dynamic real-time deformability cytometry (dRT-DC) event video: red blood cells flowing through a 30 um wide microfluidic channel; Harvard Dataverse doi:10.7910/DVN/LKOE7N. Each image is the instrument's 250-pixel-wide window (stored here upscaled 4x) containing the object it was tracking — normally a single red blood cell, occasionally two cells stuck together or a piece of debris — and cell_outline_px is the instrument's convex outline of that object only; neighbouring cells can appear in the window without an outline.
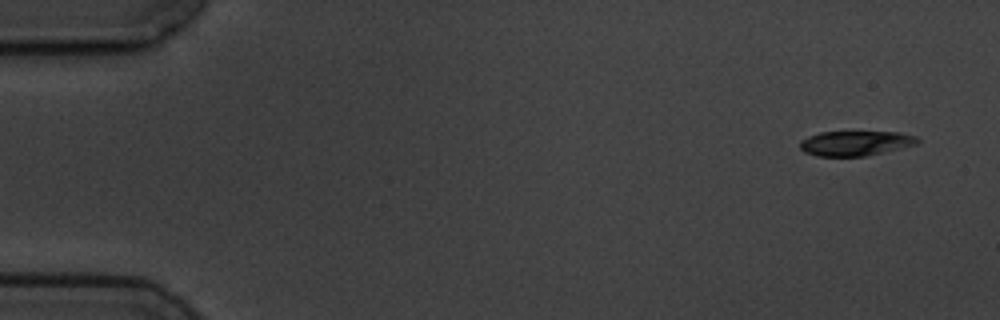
{"species": "common noctule bat (a hibernating species)", "species_latin": "Nyctalus noctula", "temperature_condition": "cold", "stored_images_in_passage": 4, "camera_frame_rate_fps": 3000, "um_per_image_px": 0.085, "animal": {"sex": "male", "body_mass_g": 19.5, "forearm_length_mm": 54.6}, "frame": {"image": 1, "passage_image": 1, "time_ms": 0.0, "image_size_px": [1000, 320], "cell_outline_px": [[920, 140], [916, 144], [884, 152], [864, 156], [816, 156], [804, 152], [800, 148], [800, 140], [808, 136], [820, 132], [900, 132], [916, 136]], "centroid_in_image_um": [72.69, 12.17], "position_along_channel_um": 12.3, "area_um2": 16.99}}
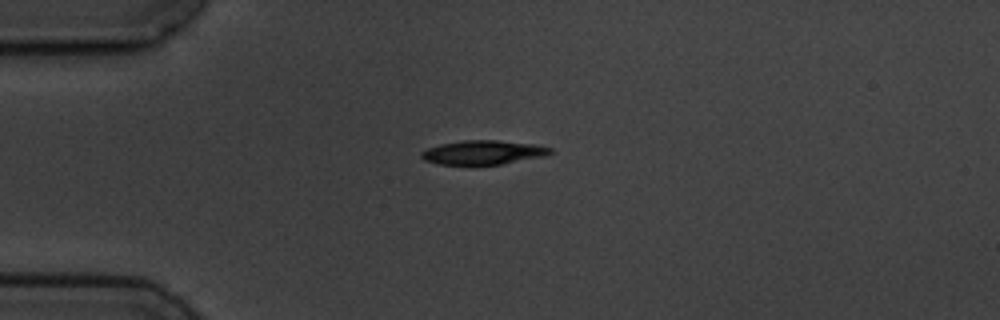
{"frame": {"image": 2, "passage_image": 4, "time_ms": 3.667, "image_size_px": [1000, 320], "cell_outline_px": [[552, 152], [544, 156], [500, 164], [436, 164], [424, 160], [420, 156], [420, 152], [428, 148], [440, 144], [464, 140], [496, 140], [532, 144], [552, 148]], "centroid_in_image_um": [41.02, 12.95], "position_along_channel_um": 44.0, "area_um2": 17.86}}